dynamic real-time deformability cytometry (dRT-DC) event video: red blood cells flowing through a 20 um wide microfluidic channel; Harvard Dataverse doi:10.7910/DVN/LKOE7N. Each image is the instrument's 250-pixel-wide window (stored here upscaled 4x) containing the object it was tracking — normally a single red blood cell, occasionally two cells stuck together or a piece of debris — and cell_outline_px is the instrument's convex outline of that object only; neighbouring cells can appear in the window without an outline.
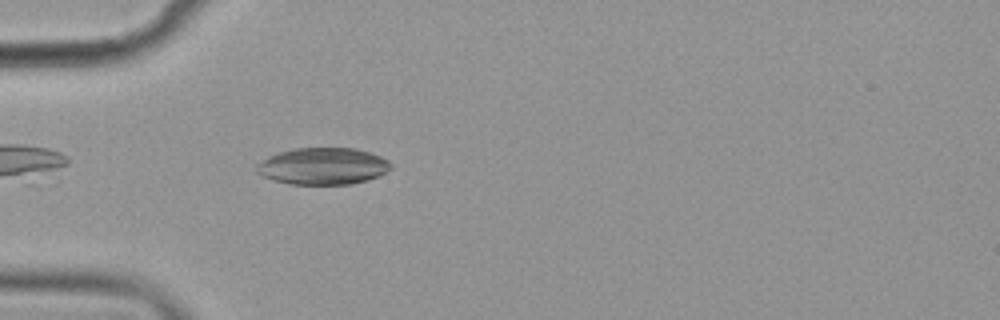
{"species": "common noctule bat (a hibernating species)", "species_latin": "Nyctalus noctula", "temperature_condition": "cold", "stored_images_in_passage": 1, "camera_frame_rate_fps": 3000, "um_per_image_px": 0.085, "animal": {"sex": "female", "body_mass_g": 19.9}, "frame": {"image": 1, "passage_image": 1, "time_ms": 0.0, "image_size_px": [1000, 320], "cell_outline_px": [[392, 168], [368, 180], [352, 184], [288, 184], [272, 180], [256, 172], [256, 164], [268, 156], [292, 148], [356, 148], [380, 156], [388, 160], [392, 164]], "centroid_in_image_um": [27.42, 14.12], "position_along_channel_um": 57.6, "area_um2": 28.84}}